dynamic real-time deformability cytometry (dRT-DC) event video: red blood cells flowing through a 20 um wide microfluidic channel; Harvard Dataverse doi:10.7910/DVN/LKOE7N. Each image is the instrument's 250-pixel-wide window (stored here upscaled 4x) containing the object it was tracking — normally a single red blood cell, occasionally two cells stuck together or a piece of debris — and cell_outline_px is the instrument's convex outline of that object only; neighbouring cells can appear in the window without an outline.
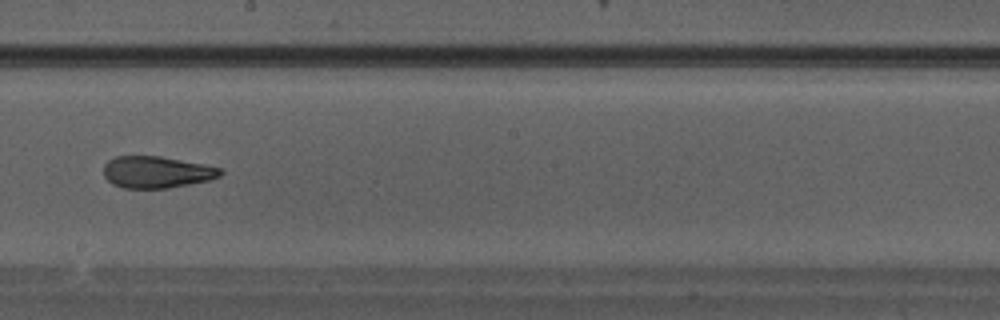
{"species": "Egyptian fruit bat (a non-hibernating species)", "species_latin": "Rousettus aegyptiacus", "temperature_condition": "warm", "stored_images_in_passage": 27, "camera_frame_rate_fps": 3000, "um_per_image_px": 0.085, "animal": {"sex": "male"}, "frame": {"image": 1, "passage_image": 12, "time_ms": 3.667, "image_size_px": [1000, 320], "cell_outline_px": [[224, 172], [220, 176], [208, 180], [168, 188], [124, 188], [112, 184], [104, 176], [104, 164], [108, 160], [116, 156], [160, 156], [204, 164], [224, 168]], "centroid_in_image_um": [13.32, 14.62], "position_along_channel_um": 234.9, "area_um2": 21.68}}